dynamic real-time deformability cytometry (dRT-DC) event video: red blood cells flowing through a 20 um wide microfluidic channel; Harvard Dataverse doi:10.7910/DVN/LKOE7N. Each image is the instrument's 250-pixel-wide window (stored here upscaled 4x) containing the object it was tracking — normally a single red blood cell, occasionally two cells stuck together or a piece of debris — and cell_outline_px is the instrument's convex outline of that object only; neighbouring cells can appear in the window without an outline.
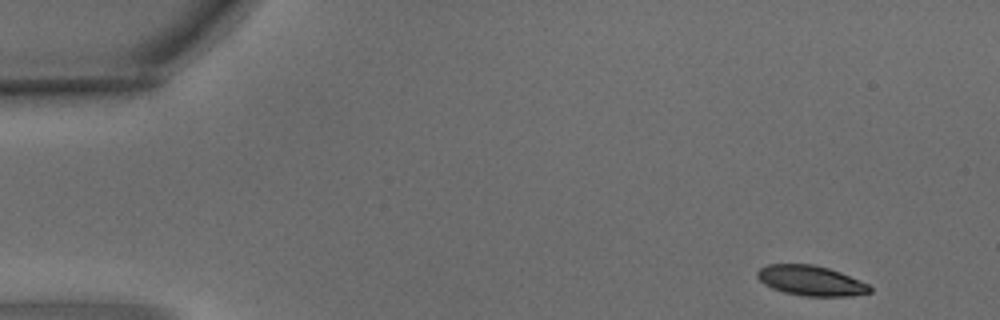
{"species": "common noctule bat (a hibernating species)", "species_latin": "Nyctalus noctula", "temperature_condition": "warm", "stored_images_in_passage": 3, "camera_frame_rate_fps": 3000, "um_per_image_px": 0.085, "animal": {"sex": "male", "body_mass_g": 15.6}, "frame": {"image": 1, "passage_image": 1, "time_ms": 0.0, "image_size_px": [1000, 320], "cell_outline_px": [[872, 292], [852, 296], [804, 296], [784, 292], [772, 288], [764, 284], [756, 276], [756, 272], [760, 268], [768, 264], [812, 264], [828, 268], [840, 272], [868, 284], [872, 288]], "centroid_in_image_um": [68.92, 23.85], "position_along_channel_um": 16.1, "area_um2": 19.71}}